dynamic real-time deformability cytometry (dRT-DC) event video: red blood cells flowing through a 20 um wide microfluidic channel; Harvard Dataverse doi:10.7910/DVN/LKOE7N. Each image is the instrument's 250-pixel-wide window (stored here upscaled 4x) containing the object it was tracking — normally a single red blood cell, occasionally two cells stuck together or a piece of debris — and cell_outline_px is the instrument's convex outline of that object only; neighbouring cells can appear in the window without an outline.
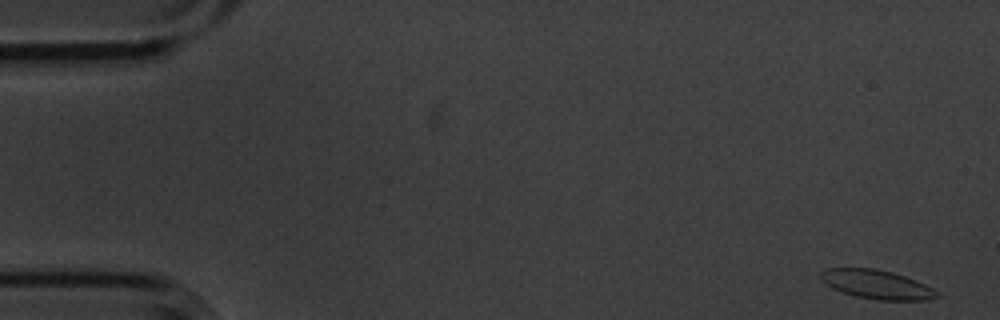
{"species": "common noctule bat (a hibernating species)", "species_latin": "Nyctalus noctula", "temperature_condition": "cold", "stored_images_in_passage": 4, "camera_frame_rate_fps": 3000, "um_per_image_px": 0.085, "animal": {"sex": "male", "body_mass_g": 20.1, "forearm_length_mm": 53.5}, "frame": {"image": 1, "passage_image": 1, "time_ms": 0.0, "image_size_px": [1000, 320], "cell_outline_px": [[940, 296], [928, 300], [876, 300], [856, 296], [840, 292], [832, 288], [820, 276], [820, 272], [828, 268], [872, 268], [892, 272], [916, 280], [932, 288]], "centroid_in_image_um": [74.53, 24.18], "position_along_channel_um": 10.5, "area_um2": 19.42}}
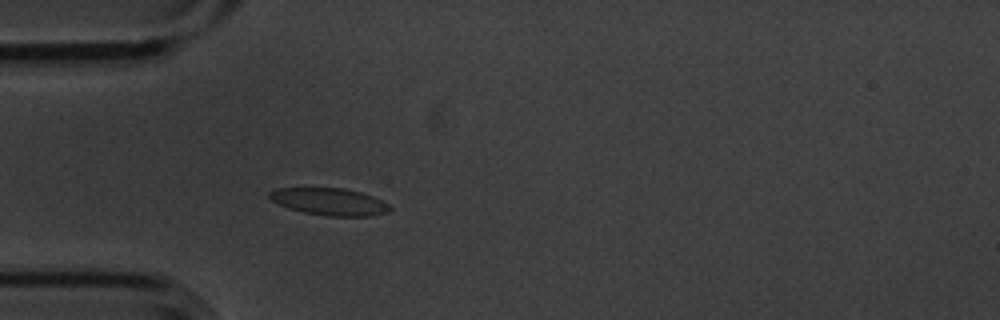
{"frame": {"image": 2, "passage_image": 4, "time_ms": 1.0, "image_size_px": [1000, 320], "cell_outline_px": [[392, 208], [388, 212], [372, 216], [328, 216], [304, 212], [288, 208], [272, 200], [268, 196], [268, 192], [276, 188], [344, 188], [360, 192], [372, 196], [388, 204]], "centroid_in_image_um": [28.0, 17.14], "position_along_channel_um": 57.0, "area_um2": 18.96}}